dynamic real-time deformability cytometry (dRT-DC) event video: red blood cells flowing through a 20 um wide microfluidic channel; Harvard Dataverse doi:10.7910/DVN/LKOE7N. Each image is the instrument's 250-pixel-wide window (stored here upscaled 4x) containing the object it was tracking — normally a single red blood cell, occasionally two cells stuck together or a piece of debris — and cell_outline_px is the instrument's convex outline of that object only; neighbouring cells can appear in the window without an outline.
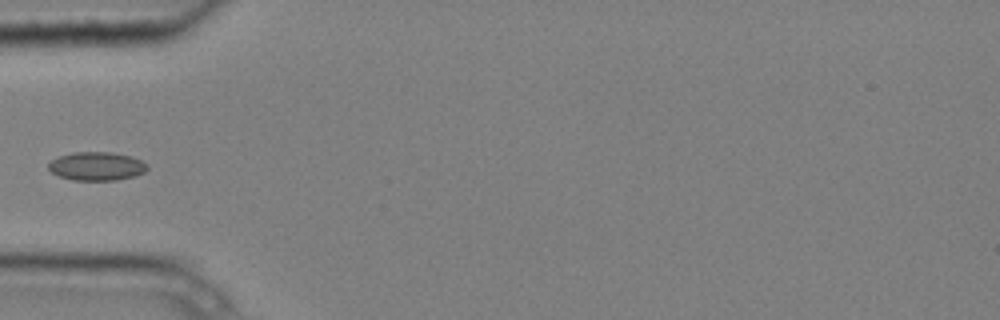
{"species": "common noctule bat (a hibernating species)", "species_latin": "Nyctalus noctula", "temperature_condition": "cold", "stored_images_in_passage": 4, "camera_frame_rate_fps": 3000, "um_per_image_px": 0.085, "animal": {"sex": "male", "body_mass_g": 20.4}, "frame": {"image": 1, "passage_image": 4, "time_ms": 1.0, "image_size_px": [1000, 320], "cell_outline_px": [[148, 168], [144, 172], [136, 176], [116, 180], [72, 180], [60, 176], [52, 172], [48, 168], [48, 164], [52, 160], [60, 156], [72, 152], [112, 152], [132, 156], [148, 164]], "centroid_in_image_um": [8.24, 14.12], "position_along_channel_um": 76.8, "area_um2": 16.47}}